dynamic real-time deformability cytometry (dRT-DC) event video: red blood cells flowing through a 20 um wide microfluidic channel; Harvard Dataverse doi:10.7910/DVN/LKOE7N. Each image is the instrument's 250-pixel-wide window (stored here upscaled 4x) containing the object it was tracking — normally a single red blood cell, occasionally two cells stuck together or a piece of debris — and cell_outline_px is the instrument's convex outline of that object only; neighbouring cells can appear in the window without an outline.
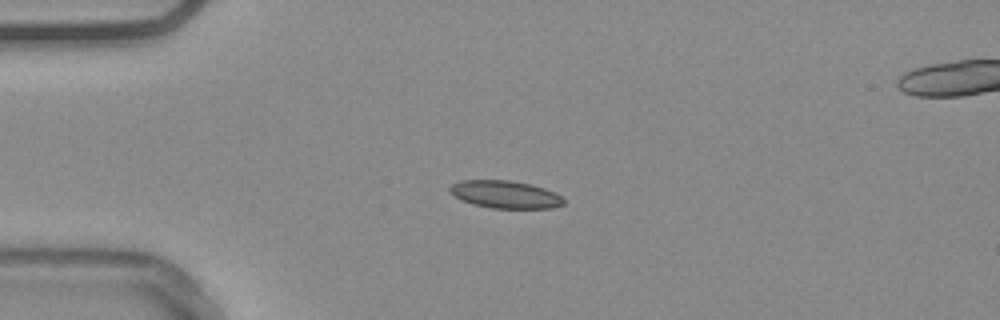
{"species": "common noctule bat (a hibernating species)", "species_latin": "Nyctalus noctula", "temperature_condition": "warm", "stored_images_in_passage": 43, "segment_of_instrument_passage": [1, 2], "camera_frame_rate_fps": 3000, "um_per_image_px": 0.085, "animal": {"sex": "male", "body_mass_g": 20.4}, "frame": {"image": 1, "passage_image": 1, "time_ms": 0.0, "image_size_px": [1000, 320], "cell_outline_px": [[564, 204], [552, 208], [492, 208], [472, 204], [460, 200], [448, 192], [448, 188], [452, 184], [460, 180], [512, 180], [532, 184], [544, 188], [560, 196], [564, 200]], "centroid_in_image_um": [42.89, 16.52], "position_along_channel_um": 42.1, "area_um2": 18.44}}
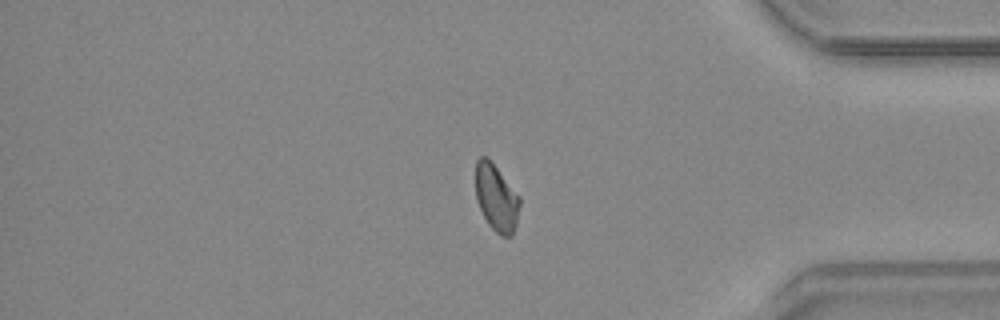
{"frame": {"image": 2, "passage_image": 33, "time_ms": 10.667, "image_size_px": [1000, 320], "cell_outline_px": [[520, 204], [516, 224], [512, 236], [500, 236], [488, 224], [476, 200], [476, 160], [480, 156], [488, 156], [520, 196]], "centroid_in_image_um": [42.19, 16.79], "position_along_channel_um": 393.0, "area_um2": 17.34}}
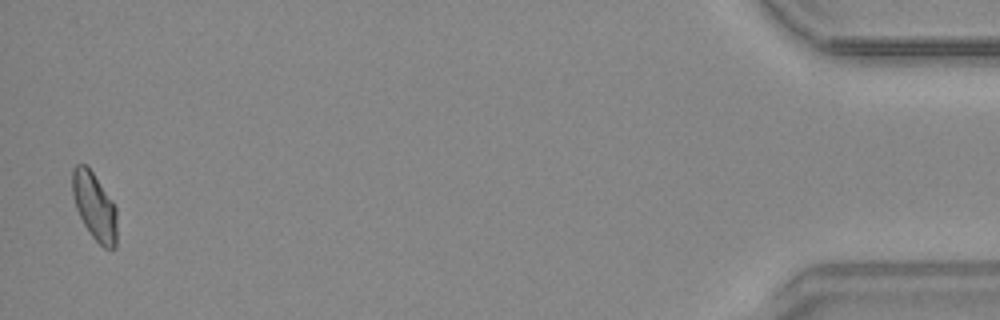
{"frame": {"image": 3, "passage_image": 41, "time_ms": 13.333, "image_size_px": [1000, 320], "cell_outline_px": [[116, 248], [104, 248], [92, 236], [84, 224], [76, 208], [72, 196], [72, 168], [76, 164], [84, 164], [92, 172], [112, 200], [116, 208]], "centroid_in_image_um": [8.02, 17.53], "position_along_channel_um": 427.2, "area_um2": 17.34}}